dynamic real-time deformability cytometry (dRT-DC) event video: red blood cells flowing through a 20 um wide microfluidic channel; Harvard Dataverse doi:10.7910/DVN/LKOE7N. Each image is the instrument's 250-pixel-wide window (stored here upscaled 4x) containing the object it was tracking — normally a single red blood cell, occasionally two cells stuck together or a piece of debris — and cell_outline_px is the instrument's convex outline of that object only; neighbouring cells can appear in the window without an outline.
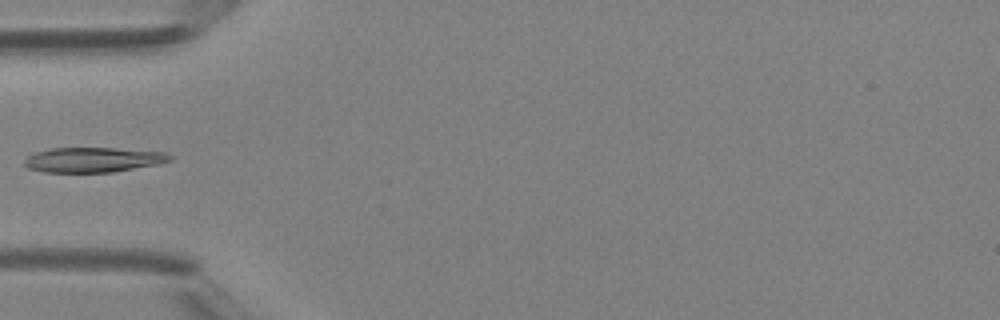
{"species": "Egyptian fruit bat (a non-hibernating species)", "species_latin": "Rousettus aegyptiacus", "temperature_condition": "room temperature", "stored_images_in_passage": 4, "camera_frame_rate_fps": 3000, "um_per_image_px": 0.085, "animal": {"sex": "female"}, "frame": {"image": 1, "passage_image": 4, "time_ms": 4.333, "image_size_px": [1000, 320], "cell_outline_px": [[172, 160], [160, 164], [112, 172], [44, 172], [28, 168], [24, 164], [24, 160], [28, 156], [36, 152], [52, 148], [116, 148], [168, 152], [172, 156]], "centroid_in_image_um": [7.97, 13.58], "position_along_channel_um": 77.0, "area_um2": 21.21}}